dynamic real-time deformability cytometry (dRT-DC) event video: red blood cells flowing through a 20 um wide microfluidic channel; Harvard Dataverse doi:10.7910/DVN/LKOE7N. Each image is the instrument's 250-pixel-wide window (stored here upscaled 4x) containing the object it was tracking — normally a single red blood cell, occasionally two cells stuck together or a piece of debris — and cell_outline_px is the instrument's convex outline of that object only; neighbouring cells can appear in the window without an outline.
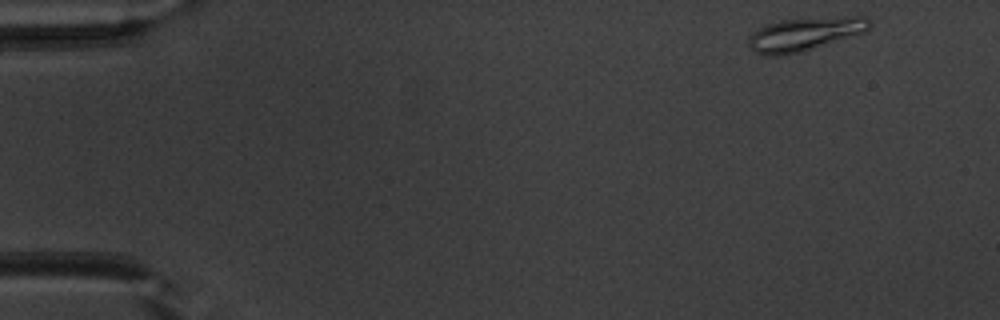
{"species": "common noctule bat (a hibernating species)", "species_latin": "Nyctalus noctula", "temperature_condition": "warm", "stored_images_in_passage": 48, "camera_frame_rate_fps": 3000, "um_per_image_px": 0.085, "animal": {"sex": "male", "body_mass_g": 20.1, "forearm_length_mm": 53.5}, "frame": {"image": 1, "passage_image": 1, "time_ms": 0.0, "image_size_px": [1000, 320], "cell_outline_px": [[872, 28], [868, 32], [800, 52], [776, 56], [764, 56], [756, 52], [748, 44], [748, 36], [756, 28], [780, 20], [844, 16], [864, 16], [872, 20]], "centroid_in_image_um": [68.46, 2.88], "position_along_channel_um": 16.5, "area_um2": 23.93}}
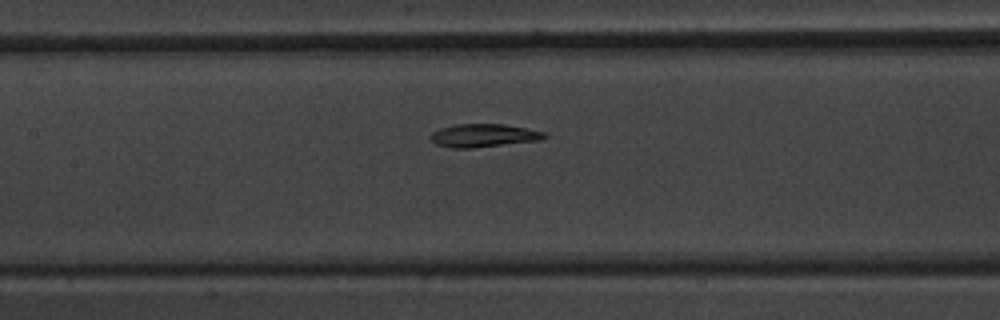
{"frame": {"image": 2, "passage_image": 21, "time_ms": 6.667, "image_size_px": [1000, 320], "cell_outline_px": [[548, 136], [540, 140], [472, 148], [452, 148], [436, 144], [428, 136], [432, 132], [440, 128], [456, 124], [504, 124], [544, 132]], "centroid_in_image_um": [41.07, 11.52], "position_along_channel_um": 166.3, "area_um2": 15.26}}
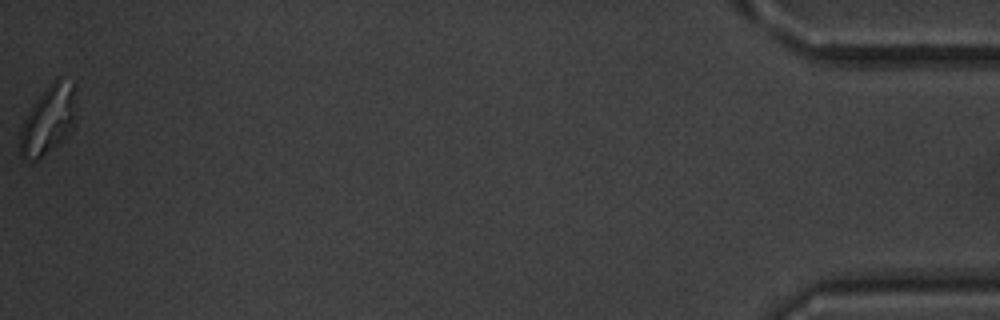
{"frame": {"image": 3, "passage_image": 48, "time_ms": 15.667, "image_size_px": [1000, 320], "cell_outline_px": [[76, 104], [72, 128], [60, 140], [32, 164], [24, 160], [20, 156], [20, 132], [24, 120], [36, 100], [52, 80], [56, 76], [60, 76], [76, 84]], "centroid_in_image_um": [4.11, 10.14], "position_along_channel_um": 431.1, "area_um2": 22.37}, "authors_computed_cell_mechanics": {"area_um2": 16.4441, "velocity_mm_per_s": 3.9691, "shape_relaxation_time_tau1_ms": 4.7472, "shape_relaxation_time_tau2_ms": 3.0718, "deformation_change_tau1": 0.1365, "deformation_change_tau2": 0.0656}}